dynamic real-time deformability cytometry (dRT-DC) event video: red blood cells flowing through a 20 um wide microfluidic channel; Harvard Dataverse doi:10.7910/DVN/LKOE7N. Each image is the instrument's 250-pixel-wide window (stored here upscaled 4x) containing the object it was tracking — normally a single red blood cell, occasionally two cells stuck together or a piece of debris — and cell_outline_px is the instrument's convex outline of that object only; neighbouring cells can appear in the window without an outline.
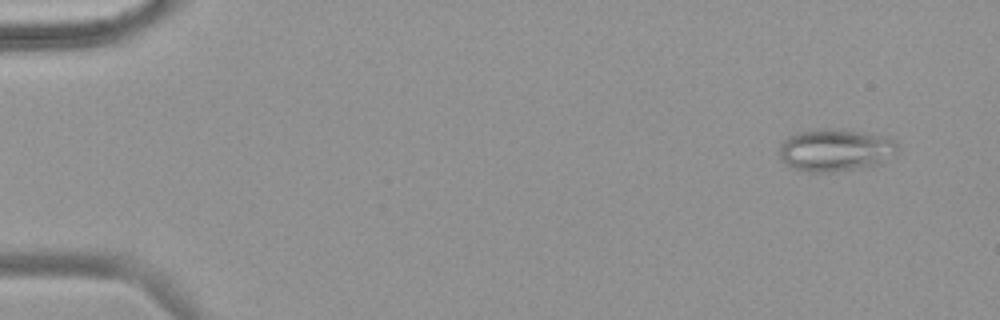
{"species": "common noctule bat (a hibernating species)", "species_latin": "Nyctalus noctula", "temperature_condition": "warm", "stored_images_in_passage": 54, "camera_frame_rate_fps": 3000, "um_per_image_px": 0.085, "animal": {"sex": "female", "body_mass_g": 18.4}, "frame": {"image": 1, "passage_image": 4, "time_ms": 1.0, "image_size_px": [1000, 320], "cell_outline_px": [[900, 152], [896, 156], [880, 164], [832, 172], [808, 172], [792, 168], [776, 152], [780, 144], [788, 136], [800, 132], [824, 128], [860, 132], [888, 136], [896, 140], [900, 148]], "centroid_in_image_um": [71.07, 12.76], "position_along_channel_um": 13.9, "area_um2": 29.59}}
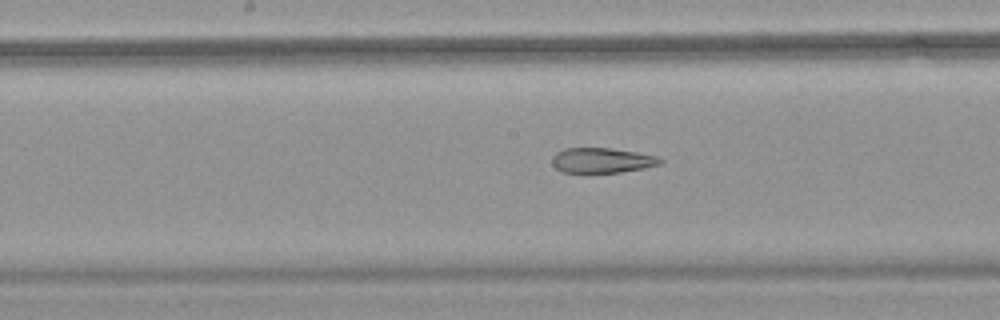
{"frame": {"image": 2, "passage_image": 29, "time_ms": 9.333, "image_size_px": [1000, 320], "cell_outline_px": [[664, 160], [660, 164], [644, 168], [620, 172], [560, 172], [552, 164], [552, 156], [556, 152], [564, 148], [612, 148], [660, 156]], "centroid_in_image_um": [51.17, 13.62], "position_along_channel_um": 197.0, "area_um2": 15.9}}
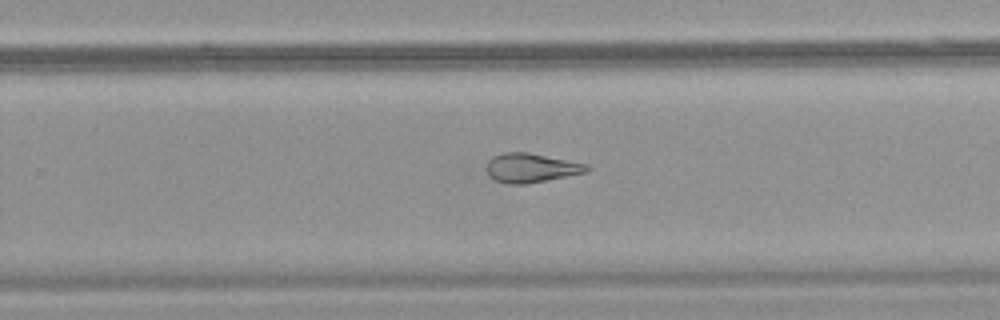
{"frame": {"image": 3, "passage_image": 36, "time_ms": 11.667, "image_size_px": [1000, 320], "cell_outline_px": [[592, 168], [588, 172], [524, 184], [508, 184], [496, 180], [488, 176], [488, 160], [492, 156], [504, 152], [528, 152], [588, 164]], "centroid_in_image_um": [45.16, 14.26], "position_along_channel_um": 284.6, "area_um2": 16.99}, "authors_computed_cell_mechanics": {"area_um2": 21.675, "velocity_mm_per_s": 3.7679, "shape_relaxation_time_tau1_ms": null, "shape_relaxation_time_tau2_ms": 3.6872, "deformation_change_tau1": null, "deformation_change_tau2": 0.1354}}